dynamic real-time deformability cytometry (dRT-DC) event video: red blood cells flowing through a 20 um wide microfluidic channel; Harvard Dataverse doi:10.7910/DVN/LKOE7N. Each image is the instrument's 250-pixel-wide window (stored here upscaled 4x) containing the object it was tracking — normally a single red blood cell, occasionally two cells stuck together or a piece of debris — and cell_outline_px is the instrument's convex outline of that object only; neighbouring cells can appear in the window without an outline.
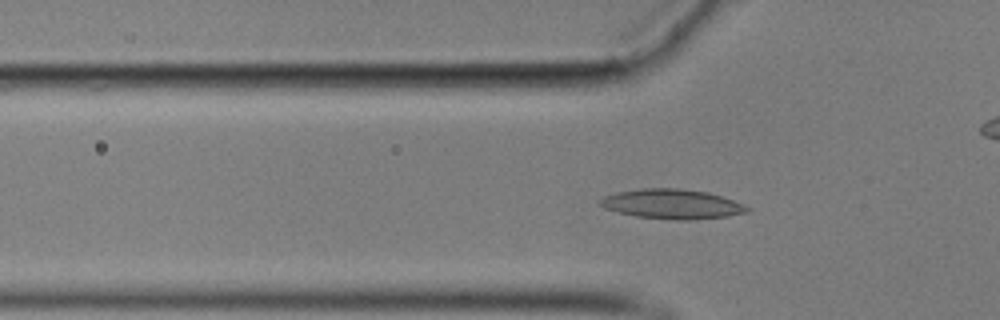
{"species": "common noctule bat (a hibernating species)", "species_latin": "Nyctalus noctula", "temperature_condition": "cold", "stored_images_in_passage": 58, "camera_frame_rate_fps": 3000, "um_per_image_px": 0.085, "animal": {"sex": "male", "body_mass_g": 17.9}, "frame": {"image": 1, "passage_image": 18, "time_ms": 5.667, "image_size_px": [1000, 320], "cell_outline_px": [[752, 208], [748, 212], [728, 216], [692, 220], [672, 220], [636, 216], [616, 212], [604, 208], [600, 204], [600, 200], [604, 196], [616, 192], [640, 188], [676, 188], [708, 192], [744, 204]], "centroid_in_image_um": [57.12, 17.35], "position_along_channel_um": 68.7, "area_um2": 25.55}}
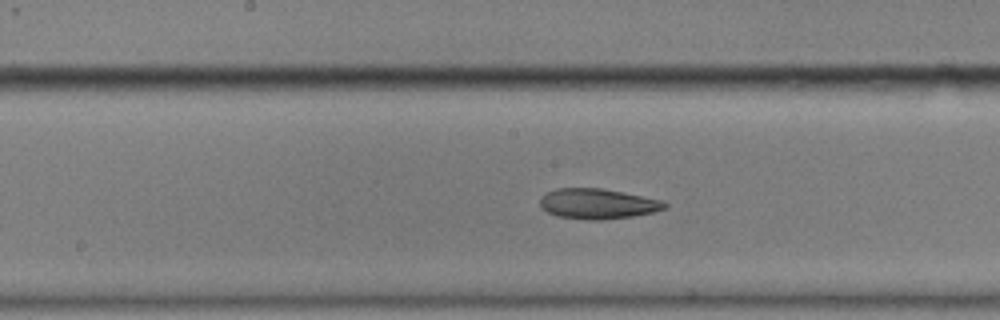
{"frame": {"image": 2, "passage_image": 29, "time_ms": 9.333, "image_size_px": [1000, 320], "cell_outline_px": [[668, 208], [652, 212], [632, 216], [600, 220], [588, 220], [556, 216], [540, 208], [540, 196], [556, 188], [600, 188], [660, 200], [668, 204]], "centroid_in_image_um": [50.75, 17.33], "position_along_channel_um": 197.5, "area_um2": 21.85}}
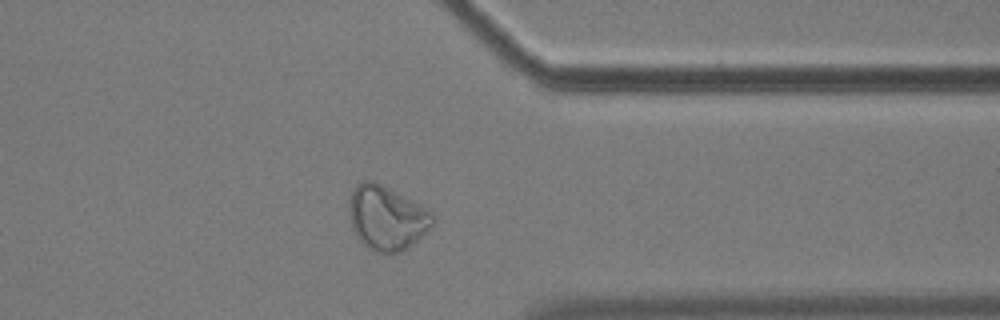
{"frame": {"image": 3, "passage_image": 45, "time_ms": 14.667, "image_size_px": [1000, 320], "cell_outline_px": [[436, 220], [432, 228], [428, 232], [408, 248], [400, 252], [388, 256], [384, 256], [372, 252], [360, 244], [352, 228], [348, 212], [348, 204], [352, 188], [360, 180], [372, 180], [420, 204], [432, 212], [436, 216]], "centroid_in_image_um": [32.86, 18.58], "position_along_channel_um": 378.5, "area_um2": 32.48}, "authors_computed_cell_mechanics": {"area_um2": 23.0333, "velocity_mm_per_s": 3.5045, "shape_relaxation_time_tau1_ms": null, "shape_relaxation_time_tau2_ms": 3.474, "deformation_change_tau1": null, "deformation_change_tau2": 0.1037}}